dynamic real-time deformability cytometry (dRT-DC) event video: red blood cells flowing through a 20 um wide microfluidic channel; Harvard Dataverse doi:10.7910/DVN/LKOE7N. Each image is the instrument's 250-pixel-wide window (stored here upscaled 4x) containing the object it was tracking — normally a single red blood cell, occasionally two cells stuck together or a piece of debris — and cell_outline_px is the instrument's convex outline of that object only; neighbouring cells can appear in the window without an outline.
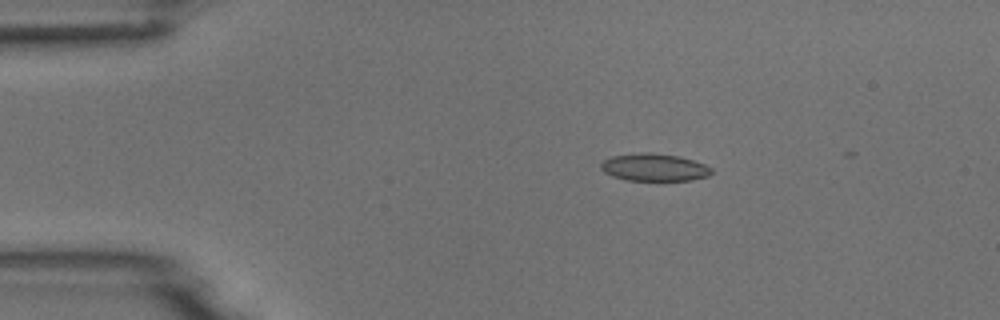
{"species": "common noctule bat (a hibernating species)", "species_latin": "Nyctalus noctula", "temperature_condition": "room temperature", "stored_images_in_passage": 5, "camera_frame_rate_fps": 3000, "um_per_image_px": 0.085, "animal": {"sex": "male", "body_mass_g": 18.8}, "frame": {"image": 1, "passage_image": 3, "time_ms": 2.333, "image_size_px": [1000, 320], "cell_outline_px": [[712, 172], [708, 176], [692, 180], [628, 180], [612, 176], [604, 172], [600, 168], [600, 164], [604, 160], [612, 156], [640, 152], [648, 152], [680, 156], [704, 164], [712, 168]], "centroid_in_image_um": [55.6, 14.22], "position_along_channel_um": 29.4, "area_um2": 17.69}}